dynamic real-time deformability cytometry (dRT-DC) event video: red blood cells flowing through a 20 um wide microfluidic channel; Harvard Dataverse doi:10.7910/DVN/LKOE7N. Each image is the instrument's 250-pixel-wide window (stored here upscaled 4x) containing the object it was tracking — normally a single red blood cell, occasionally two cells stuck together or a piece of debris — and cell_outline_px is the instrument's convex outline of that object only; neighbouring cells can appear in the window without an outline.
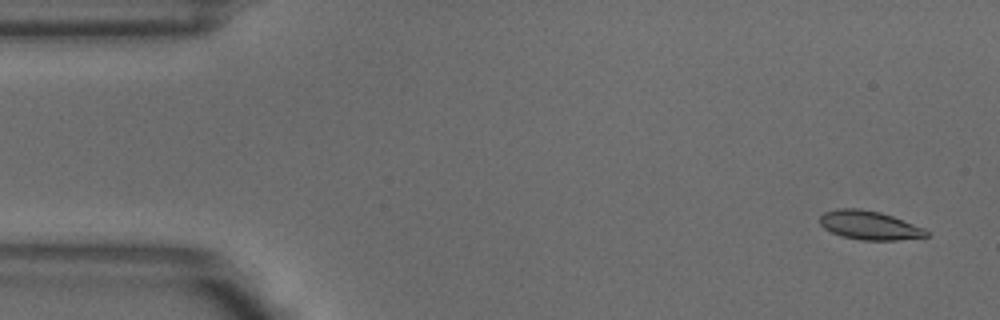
{"species": "common noctule bat (a hibernating species)", "species_latin": "Nyctalus noctula", "temperature_condition": "warm", "stored_images_in_passage": 5, "segment_of_instrument_passage": [1, 2], "camera_frame_rate_fps": 3000, "um_per_image_px": 0.085, "animal": {"sex": "male", "body_mass_g": 18.8}, "frame": {"image": 1, "passage_image": 1, "time_ms": 0.0, "image_size_px": [1000, 320], "cell_outline_px": [[928, 236], [896, 240], [860, 240], [840, 236], [824, 228], [820, 224], [820, 216], [824, 212], [836, 208], [860, 208], [880, 212], [892, 216], [924, 228], [928, 232]], "centroid_in_image_um": [73.86, 19.14], "position_along_channel_um": 11.1, "area_um2": 17.86}}